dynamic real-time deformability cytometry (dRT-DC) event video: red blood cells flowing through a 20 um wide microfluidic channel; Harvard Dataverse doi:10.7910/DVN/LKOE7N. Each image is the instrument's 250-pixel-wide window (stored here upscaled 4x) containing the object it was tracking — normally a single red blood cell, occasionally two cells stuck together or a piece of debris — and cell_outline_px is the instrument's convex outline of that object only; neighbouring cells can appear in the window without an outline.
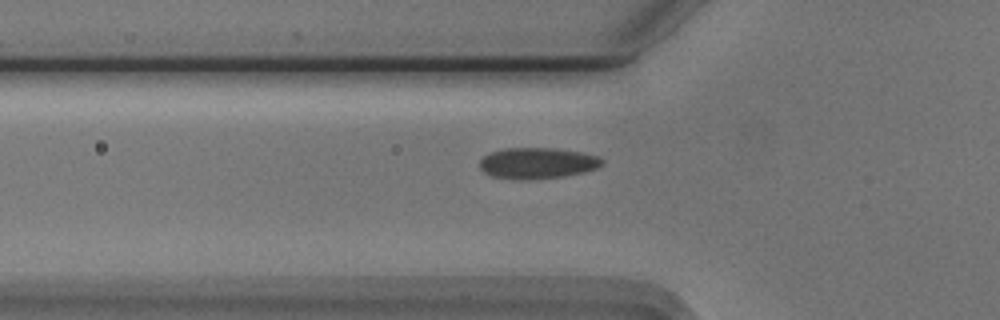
{"species": "Egyptian fruit bat (a non-hibernating species)", "species_latin": "Rousettus aegyptiacus", "temperature_condition": "cold", "stored_images_in_passage": 35, "camera_frame_rate_fps": 3000, "um_per_image_px": 0.085, "animal": {"sex": "male"}, "frame": {"image": 1, "passage_image": 2, "time_ms": 0.333, "image_size_px": [1000, 320], "cell_outline_px": [[604, 164], [596, 168], [584, 172], [564, 176], [528, 180], [520, 180], [492, 176], [484, 172], [480, 168], [480, 160], [484, 156], [492, 152], [504, 148], [552, 148], [580, 152], [600, 156], [604, 160]], "centroid_in_image_um": [45.7, 13.87], "position_along_channel_um": 80.1, "area_um2": 22.2}}
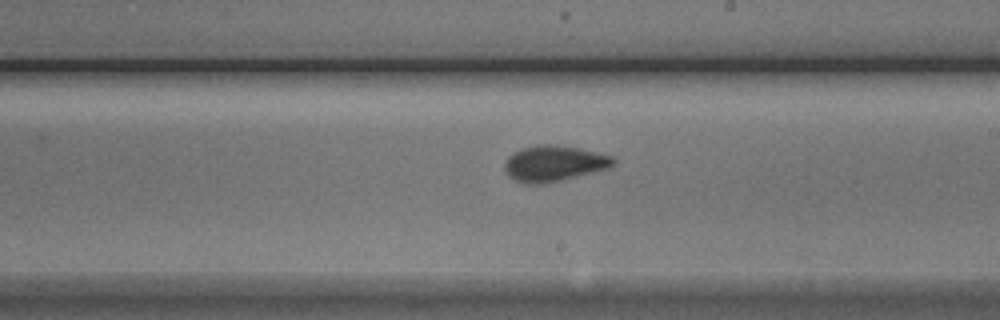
{"frame": {"image": 2, "passage_image": 15, "time_ms": 4.667, "image_size_px": [1000, 320], "cell_outline_px": [[616, 160], [608, 168], [564, 180], [544, 184], [524, 184], [508, 176], [504, 168], [504, 160], [508, 156], [524, 148], [536, 144], [556, 144], [580, 148], [612, 156]], "centroid_in_image_um": [47.06, 13.9], "position_along_channel_um": 241.9, "area_um2": 22.83}}
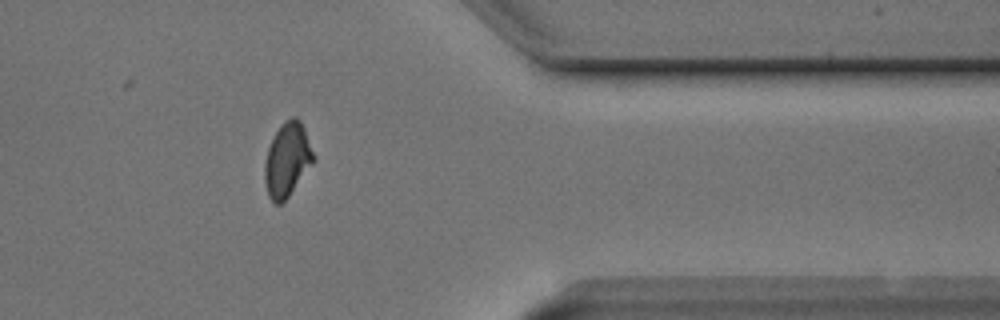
{"frame": {"image": 3, "passage_image": 28, "time_ms": 9.0, "image_size_px": [1000, 320], "cell_outline_px": [[316, 160], [288, 196], [280, 204], [276, 204], [268, 196], [264, 180], [264, 164], [268, 148], [280, 124], [284, 120], [292, 116], [296, 116], [300, 120], [304, 128], [316, 156]], "centroid_in_image_um": [24.43, 13.55], "position_along_channel_um": 387.0, "area_um2": 21.15}}